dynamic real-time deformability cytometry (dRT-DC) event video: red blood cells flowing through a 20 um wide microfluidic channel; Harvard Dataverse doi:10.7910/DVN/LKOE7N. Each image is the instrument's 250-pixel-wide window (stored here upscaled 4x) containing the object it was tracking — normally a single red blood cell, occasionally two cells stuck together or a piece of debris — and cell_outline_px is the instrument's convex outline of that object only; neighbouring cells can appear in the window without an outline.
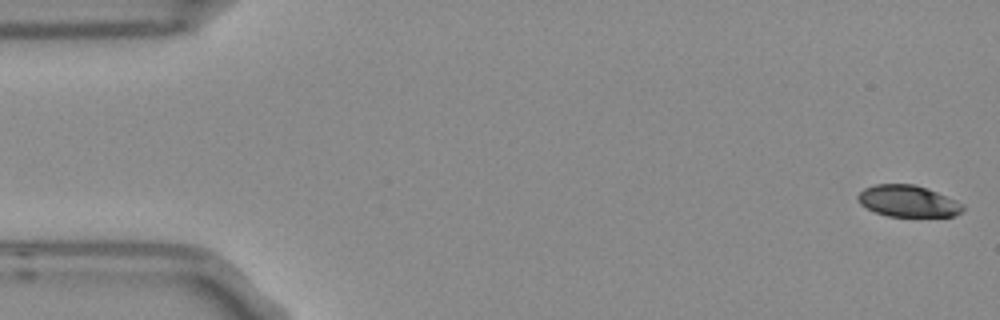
{"species": "Egyptian fruit bat (a non-hibernating species)", "species_latin": "Rousettus aegyptiacus", "temperature_condition": "room temperature", "stored_images_in_passage": 8, "camera_frame_rate_fps": 3000, "um_per_image_px": 0.085, "frame": {"image": 1, "passage_image": 1, "time_ms": 0.0, "image_size_px": [1000, 320], "cell_outline_px": [[964, 208], [960, 212], [952, 216], [888, 216], [876, 212], [860, 204], [856, 200], [856, 196], [864, 188], [876, 184], [916, 184], [956, 200], [964, 204]], "centroid_in_image_um": [77.15, 17.08], "position_along_channel_um": 7.9, "area_um2": 19.19}}
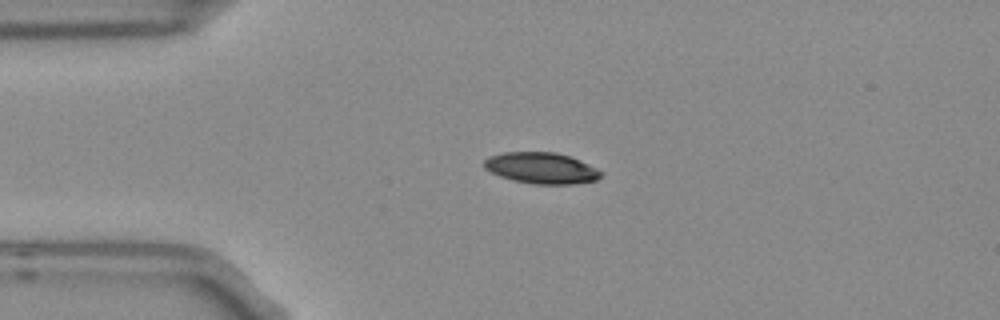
{"frame": {"image": 2, "passage_image": 4, "time_ms": 1.0, "image_size_px": [1000, 320], "cell_outline_px": [[604, 172], [596, 180], [572, 184], [536, 184], [512, 180], [500, 176], [484, 168], [484, 160], [488, 156], [504, 152], [556, 152], [580, 160]], "centroid_in_image_um": [46.01, 14.28], "position_along_channel_um": 39.0, "area_um2": 21.15}}
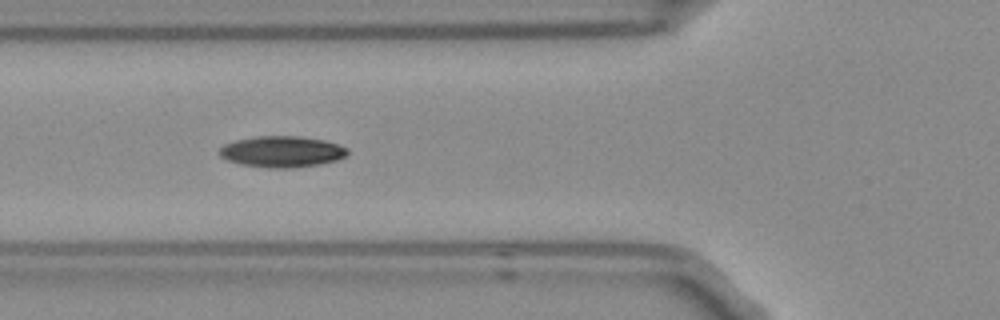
{"frame": {"image": 3, "passage_image": 6, "time_ms": 1.667, "image_size_px": [1000, 320], "cell_outline_px": [[348, 156], [336, 160], [320, 164], [292, 168], [268, 168], [240, 164], [228, 160], [220, 156], [220, 148], [224, 144], [236, 140], [256, 136], [300, 136], [324, 140], [348, 148]], "centroid_in_image_um": [23.98, 12.89], "position_along_channel_um": 101.8, "area_um2": 23.29}}